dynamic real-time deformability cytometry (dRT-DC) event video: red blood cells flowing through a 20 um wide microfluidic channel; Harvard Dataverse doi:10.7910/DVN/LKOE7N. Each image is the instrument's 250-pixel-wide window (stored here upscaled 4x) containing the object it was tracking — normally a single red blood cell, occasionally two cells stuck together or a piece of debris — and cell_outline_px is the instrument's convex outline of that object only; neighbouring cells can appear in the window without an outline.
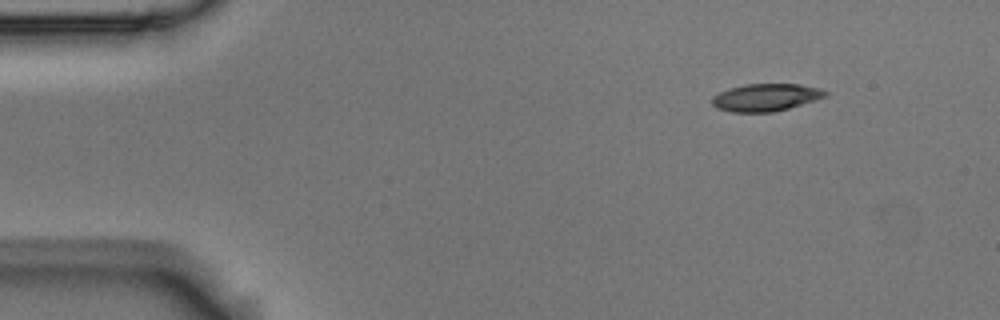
{"species": "Egyptian fruit bat (a non-hibernating species)", "species_latin": "Rousettus aegyptiacus", "temperature_condition": "room temperature", "stored_images_in_passage": 4, "segment_of_instrument_passage": [2, 2], "camera_frame_rate_fps": 3000, "um_per_image_px": 0.085, "animal": {"sex": "male"}, "frame": {"image": 1, "passage_image": 4, "time_ms": 1.0, "image_size_px": [1000, 320], "cell_outline_px": [[828, 96], [816, 100], [788, 108], [772, 112], [732, 112], [716, 108], [712, 104], [712, 96], [728, 88], [744, 84], [800, 84], [820, 88], [828, 92]], "centroid_in_image_um": [65.09, 8.27], "position_along_channel_um": 19.9, "area_um2": 18.21}}